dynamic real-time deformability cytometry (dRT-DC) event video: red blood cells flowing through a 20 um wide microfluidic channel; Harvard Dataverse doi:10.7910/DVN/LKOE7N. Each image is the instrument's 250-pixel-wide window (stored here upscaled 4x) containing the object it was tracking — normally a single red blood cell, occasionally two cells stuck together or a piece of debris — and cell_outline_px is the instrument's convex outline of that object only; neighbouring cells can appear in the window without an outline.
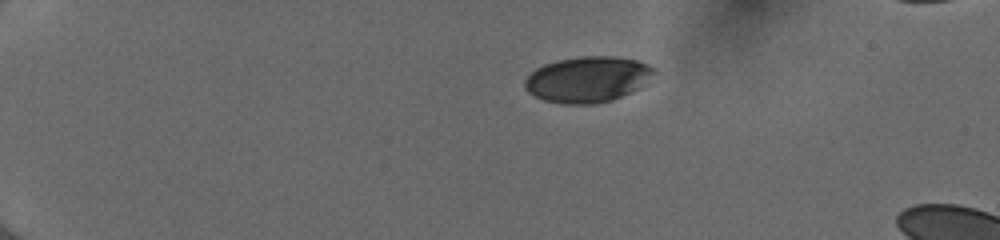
{"species": "human", "species_latin": "Homo sapiens", "temperature_condition": "cold", "stored_images_in_passage": 42, "camera_frame_rate_fps": 3000, "um_per_image_px": 0.085, "donor": {"sex": "female"}, "frame": {"image": 1, "passage_image": 1, "time_ms": 0.0, "image_size_px": [1000, 240], "cell_outline_px": [[656, 72], [648, 84], [632, 92], [612, 100], [596, 104], [560, 104], [544, 100], [528, 92], [524, 88], [524, 80], [536, 68], [544, 64], [560, 60], [580, 56], [612, 56], [636, 60], [648, 64], [656, 68]], "centroid_in_image_um": [50.0, 6.75], "position_along_channel_um": 35.0, "area_um2": 34.91}}
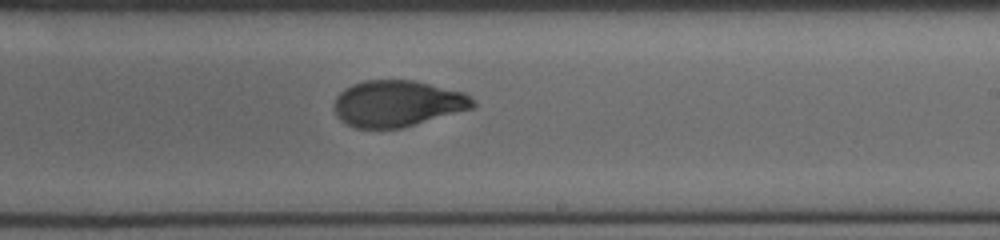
{"frame": {"image": 2, "passage_image": 24, "time_ms": 7.667, "image_size_px": [1000, 240], "cell_outline_px": [[476, 104], [472, 108], [400, 128], [356, 128], [340, 120], [336, 116], [332, 108], [332, 104], [336, 96], [344, 88], [352, 84], [364, 80], [416, 80], [464, 92], [472, 96], [476, 100]], "centroid_in_image_um": [33.75, 8.78], "position_along_channel_um": 255.2, "area_um2": 37.69}}
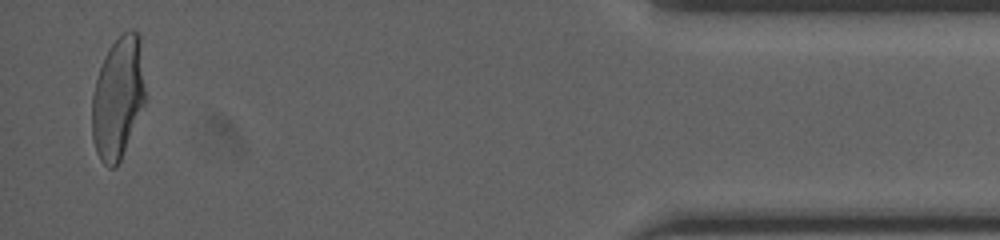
{"frame": {"image": 3, "passage_image": 41, "time_ms": 13.333, "image_size_px": [1000, 240], "cell_outline_px": [[144, 104], [120, 160], [116, 168], [108, 168], [100, 160], [96, 152], [92, 136], [92, 96], [96, 80], [104, 56], [108, 48], [124, 32], [132, 28], [140, 36], [144, 88]], "centroid_in_image_um": [10.0, 8.32], "position_along_channel_um": 425.2, "area_um2": 37.51}, "authors_computed_cell_mechanics": {"area_um2": 37.8012, "velocity_mm_per_s": 4.033, "shape_relaxation_time_tau1_ms": 5.9072, "shape_relaxation_time_tau2_ms": 0.9187, "deformation_change_tau1": 0.2187, "deformation_change_tau2": 0.0569}}